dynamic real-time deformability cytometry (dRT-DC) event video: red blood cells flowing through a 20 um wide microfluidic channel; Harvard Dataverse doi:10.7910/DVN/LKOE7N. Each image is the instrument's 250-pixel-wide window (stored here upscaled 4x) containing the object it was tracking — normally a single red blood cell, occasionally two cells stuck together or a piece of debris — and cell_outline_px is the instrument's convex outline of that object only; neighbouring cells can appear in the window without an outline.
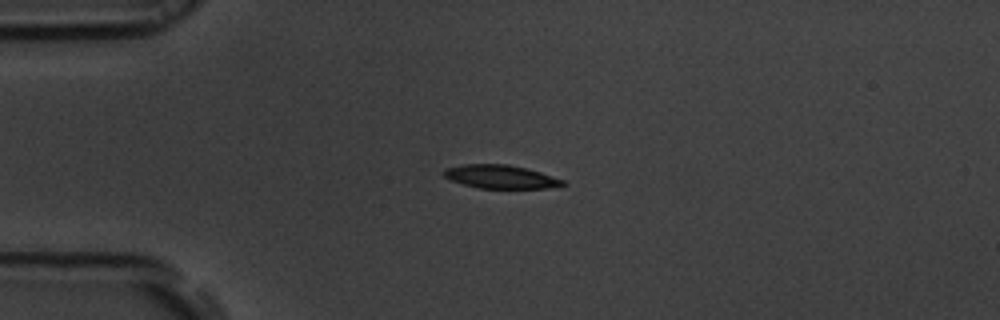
{"species": "common noctule bat (a hibernating species)", "species_latin": "Nyctalus noctula", "temperature_condition": "room temperature", "stored_images_in_passage": 42, "camera_frame_rate_fps": 3000, "um_per_image_px": 0.085, "animal": {"sex": "male", "body_mass_g": 19.5, "forearm_length_mm": 54.6}, "frame": {"image": 1, "passage_image": 1, "time_ms": 0.0, "image_size_px": [1000, 320], "cell_outline_px": [[568, 184], [548, 188], [476, 188], [452, 180], [444, 176], [440, 172], [444, 168], [464, 164], [508, 164], [540, 172], [564, 180]], "centroid_in_image_um": [42.52, 15.02], "position_along_channel_um": 42.5, "area_um2": 16.24}}
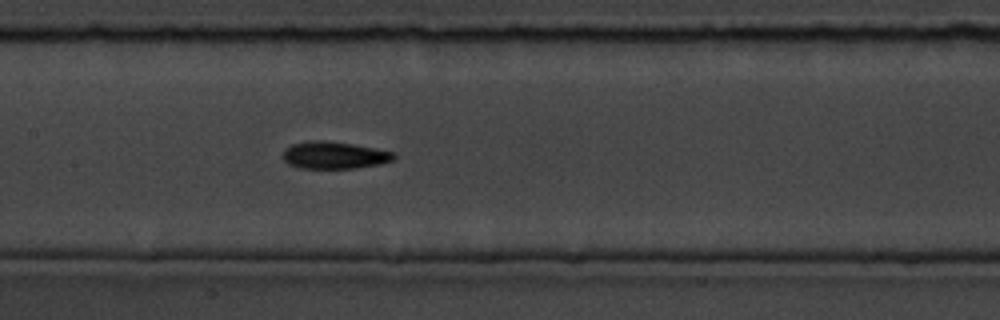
{"frame": {"image": 2, "passage_image": 14, "time_ms": 4.333, "image_size_px": [1000, 320], "cell_outline_px": [[396, 160], [380, 164], [356, 168], [300, 168], [288, 164], [280, 156], [284, 148], [292, 144], [308, 140], [324, 140], [352, 144], [376, 148], [396, 152]], "centroid_in_image_um": [28.41, 13.19], "position_along_channel_um": 179.0, "area_um2": 17.98}}
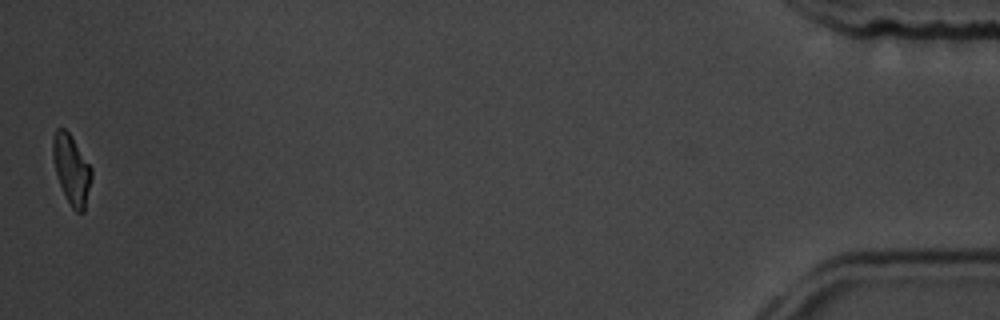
{"frame": {"image": 3, "passage_image": 42, "time_ms": 13.667, "image_size_px": [1000, 320], "cell_outline_px": [[92, 176], [84, 212], [76, 212], [72, 208], [60, 184], [56, 172], [52, 156], [52, 136], [56, 128], [64, 128], [68, 132], [92, 168]], "centroid_in_image_um": [6.07, 14.38], "position_along_channel_um": 429.1, "area_um2": 15.43}, "authors_computed_cell_mechanics": {"area_um2": 16.8198, "velocity_mm_per_s": 3.7265, "shape_relaxation_time_tau1_ms": 3.7548, "shape_relaxation_time_tau2_ms": 8.5495, "deformation_change_tau1": 0.1283, "deformation_change_tau2": 0.1599}}